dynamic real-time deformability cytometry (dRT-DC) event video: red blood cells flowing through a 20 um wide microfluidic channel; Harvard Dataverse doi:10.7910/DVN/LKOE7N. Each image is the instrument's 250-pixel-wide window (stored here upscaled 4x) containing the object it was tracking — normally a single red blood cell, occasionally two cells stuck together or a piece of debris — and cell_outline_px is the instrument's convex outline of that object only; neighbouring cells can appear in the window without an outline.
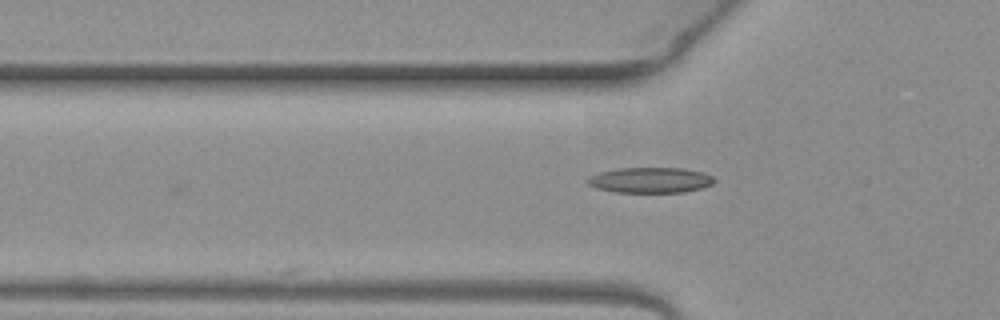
{"species": "common noctule bat (a hibernating species)", "species_latin": "Nyctalus noctula", "temperature_condition": "warm", "stored_images_in_passage": 4, "camera_frame_rate_fps": 3000, "um_per_image_px": 0.085, "animal": {"sex": "female", "body_mass_g": 19.3, "forearm_length_mm": 54.1}, "frame": {"image": 1, "passage_image": 4, "time_ms": 1.0, "image_size_px": [1000, 320], "cell_outline_px": [[716, 180], [712, 184], [700, 188], [684, 192], [616, 192], [596, 188], [588, 184], [588, 176], [600, 172], [620, 168], [684, 168], [704, 172], [712, 176]], "centroid_in_image_um": [55.29, 15.3], "position_along_channel_um": 70.5, "area_um2": 18.79}}